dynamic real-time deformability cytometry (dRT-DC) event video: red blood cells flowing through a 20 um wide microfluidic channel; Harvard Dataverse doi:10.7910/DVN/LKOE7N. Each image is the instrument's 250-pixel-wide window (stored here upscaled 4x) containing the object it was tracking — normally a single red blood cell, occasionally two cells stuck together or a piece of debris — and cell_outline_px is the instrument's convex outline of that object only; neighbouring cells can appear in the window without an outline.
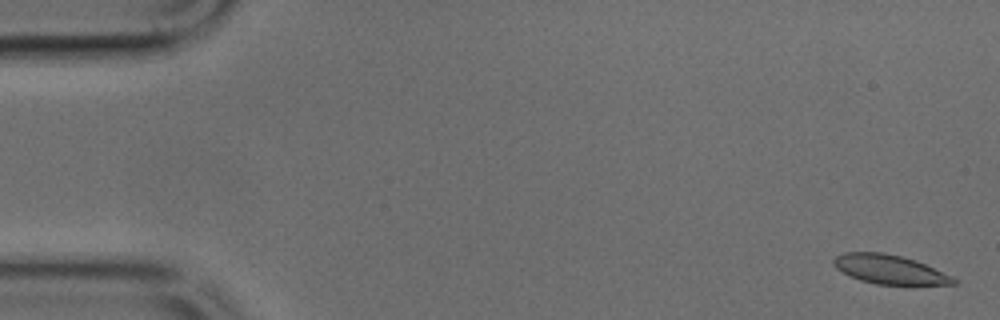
{"species": "common noctule bat (a hibernating species)", "species_latin": "Nyctalus noctula", "temperature_condition": "cold", "stored_images_in_passage": 48, "camera_frame_rate_fps": 3000, "um_per_image_px": 0.085, "animal": {"sex": "male", "body_mass_g": 17.9, "forearm_length_mm": 54.2}, "frame": {"image": 1, "passage_image": 1, "time_ms": 0.0, "image_size_px": [1000, 320], "cell_outline_px": [[960, 280], [956, 284], [876, 284], [860, 280], [848, 276], [836, 268], [832, 264], [832, 260], [836, 256], [844, 252], [884, 252], [916, 260], [952, 276]], "centroid_in_image_um": [75.59, 22.89], "position_along_channel_um": 9.4, "area_um2": 20.35}}
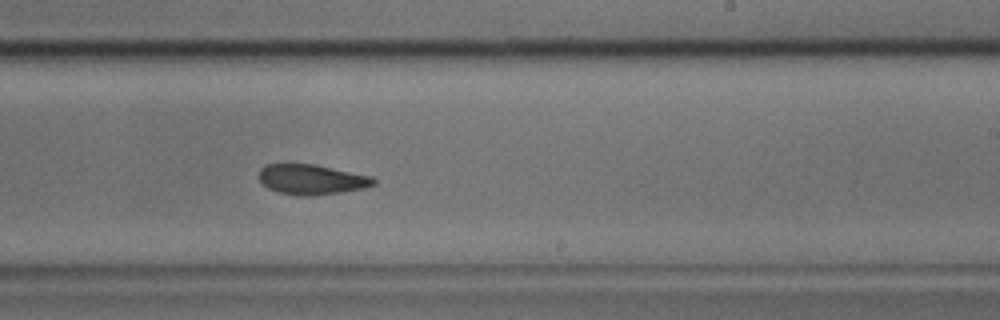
{"frame": {"image": 2, "passage_image": 29, "time_ms": 9.333, "image_size_px": [1000, 320], "cell_outline_px": [[376, 184], [364, 188], [340, 192], [312, 196], [300, 196], [280, 192], [268, 188], [260, 180], [260, 168], [268, 164], [312, 164], [372, 176], [376, 180]], "centroid_in_image_um": [26.51, 15.26], "position_along_channel_um": 262.5, "area_um2": 19.88}}
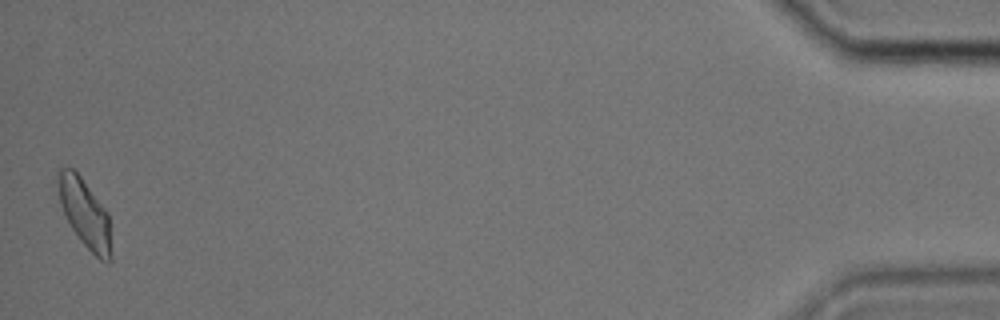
{"frame": {"image": 3, "passage_image": 48, "time_ms": 15.667, "image_size_px": [1000, 320], "cell_outline_px": [[112, 260], [108, 264], [100, 260], [80, 240], [72, 228], [60, 204], [56, 180], [56, 172], [60, 168], [72, 168], [80, 176], [108, 212], [112, 256]], "centroid_in_image_um": [7.21, 18.14], "position_along_channel_um": 428.0, "area_um2": 21.21}}